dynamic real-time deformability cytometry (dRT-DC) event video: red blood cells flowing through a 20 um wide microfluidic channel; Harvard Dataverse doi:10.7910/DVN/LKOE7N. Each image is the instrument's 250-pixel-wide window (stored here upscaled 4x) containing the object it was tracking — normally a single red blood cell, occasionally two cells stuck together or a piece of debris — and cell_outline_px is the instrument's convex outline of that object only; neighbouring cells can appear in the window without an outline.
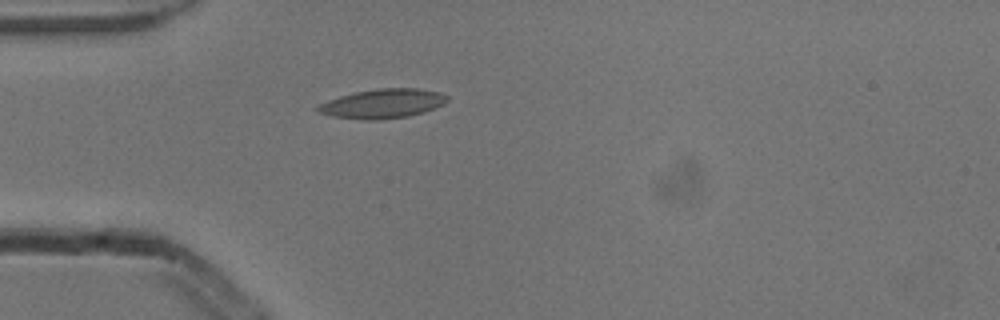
{"species": "common noctule bat (a hibernating species)", "species_latin": "Nyctalus noctula", "temperature_condition": "cold", "stored_images_in_passage": 34, "camera_frame_rate_fps": 3000, "um_per_image_px": 0.085, "animal": {"sex": "male", "body_mass_g": 13.3}, "frame": {"image": 1, "passage_image": 1, "time_ms": 0.0, "image_size_px": [1000, 320], "cell_outline_px": [[448, 100], [444, 104], [424, 112], [408, 116], [380, 120], [364, 120], [332, 116], [316, 112], [316, 108], [320, 104], [328, 100], [340, 96], [356, 92], [380, 88], [416, 88], [440, 92], [448, 96]], "centroid_in_image_um": [32.53, 8.81], "position_along_channel_um": 52.5, "area_um2": 22.08}}
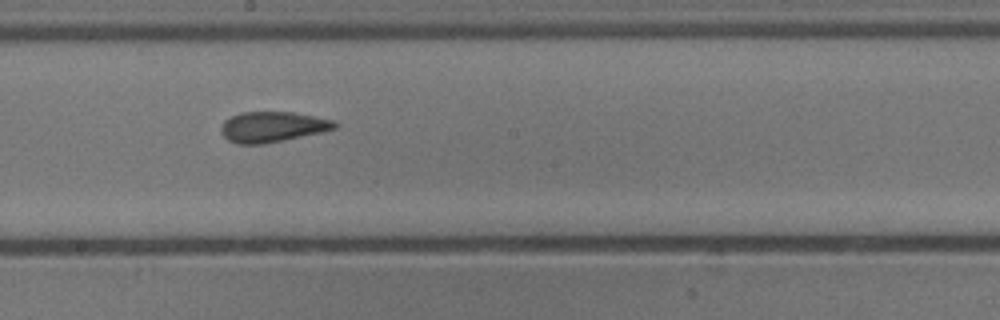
{"frame": {"image": 2, "passage_image": 15, "time_ms": 4.667, "image_size_px": [1000, 320], "cell_outline_px": [[340, 124], [336, 128], [320, 132], [264, 144], [240, 144], [228, 140], [224, 136], [220, 128], [224, 120], [240, 112], [292, 112], [316, 116], [336, 120]], "centroid_in_image_um": [23.18, 10.77], "position_along_channel_um": 225.0, "area_um2": 20.17}}
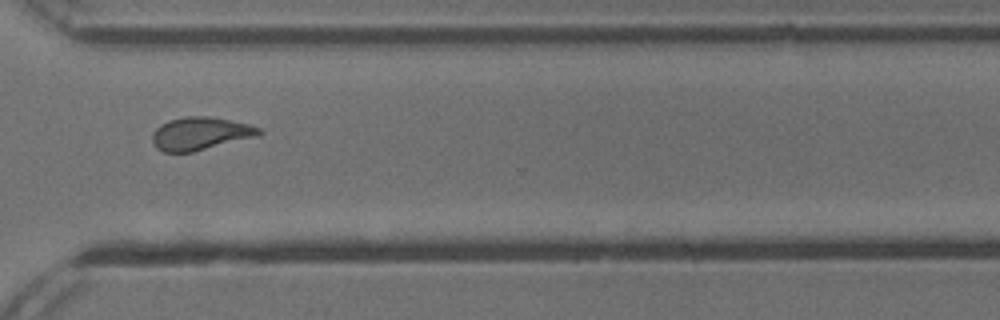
{"frame": {"image": 3, "passage_image": 25, "time_ms": 8.0, "image_size_px": [1000, 320], "cell_outline_px": [[264, 132], [256, 136], [192, 152], [164, 152], [156, 148], [152, 140], [152, 132], [160, 124], [168, 120], [184, 116], [208, 116], [248, 124], [260, 128]], "centroid_in_image_um": [16.98, 11.35], "position_along_channel_um": 353.6, "area_um2": 20.35}, "authors_computed_cell_mechanics": {"area_um2": 20.2011, "velocity_mm_per_s": 3.8645, "shape_relaxation_time_tau1_ms": null, "shape_relaxation_time_tau2_ms": 1.7693, "deformation_change_tau1": null, "deformation_change_tau2": 0.0847}}